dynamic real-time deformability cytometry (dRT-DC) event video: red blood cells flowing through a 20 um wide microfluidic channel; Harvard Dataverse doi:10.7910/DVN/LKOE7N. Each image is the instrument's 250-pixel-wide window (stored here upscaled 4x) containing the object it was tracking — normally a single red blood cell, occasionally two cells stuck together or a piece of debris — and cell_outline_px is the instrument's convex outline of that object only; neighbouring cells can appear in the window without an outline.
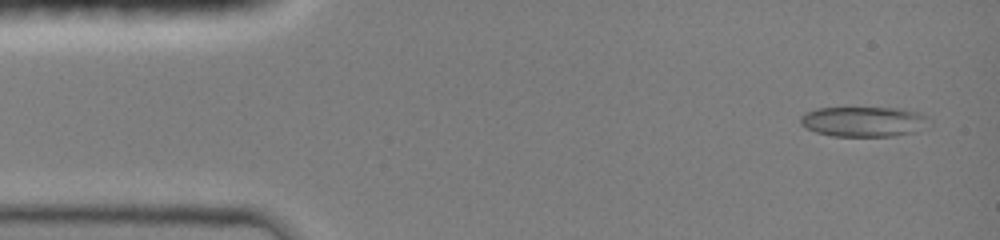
{"species": "common noctule bat (a hibernating species)", "species_latin": "Nyctalus noctula", "temperature_condition": "room temperature", "stored_images_in_passage": 46, "camera_frame_rate_fps": 3000, "um_per_image_px": 0.085, "animal": {"sex": "female", "body_mass_g": 19.0, "forearm_length_mm": 51.5}, "frame": {"image": 1, "passage_image": 2, "time_ms": 0.333, "image_size_px": [1000, 240], "cell_outline_px": [[932, 124], [916, 132], [896, 136], [832, 136], [816, 132], [800, 124], [800, 116], [804, 112], [816, 108], [896, 108], [920, 112], [928, 116], [932, 120]], "centroid_in_image_um": [73.48, 10.33], "position_along_channel_um": 11.5, "area_um2": 23.0}}
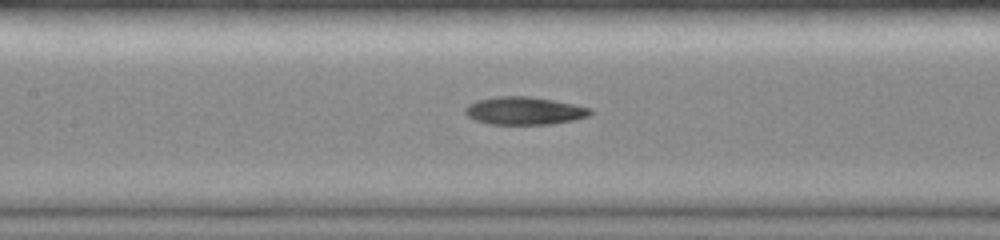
{"frame": {"image": 2, "passage_image": 21, "time_ms": 6.333, "image_size_px": [1000, 240], "cell_outline_px": [[592, 112], [588, 116], [572, 120], [552, 124], [488, 124], [476, 120], [468, 116], [464, 112], [464, 108], [468, 104], [476, 100], [496, 96], [528, 96], [552, 100], [592, 108]], "centroid_in_image_um": [44.53, 9.41], "position_along_channel_um": 162.9, "area_um2": 20.23}}
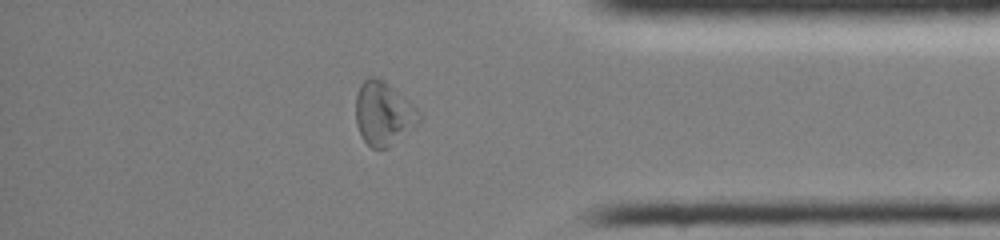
{"frame": {"image": 3, "passage_image": 39, "time_ms": 12.333, "image_size_px": [1000, 240], "cell_outline_px": [[424, 116], [416, 124], [388, 148], [372, 148], [360, 136], [356, 124], [356, 96], [360, 84], [368, 76], [376, 76], [384, 80], [416, 108]], "centroid_in_image_um": [32.57, 9.63], "position_along_channel_um": 402.6, "area_um2": 23.29}, "authors_computed_cell_mechanics": {"area_um2": 20.8658, "velocity_mm_per_s": 4.168, "shape_relaxation_time_tau1_ms": null, "shape_relaxation_time_tau2_ms": 5.5757, "deformation_change_tau1": null, "deformation_change_tau2": 0.1242}}